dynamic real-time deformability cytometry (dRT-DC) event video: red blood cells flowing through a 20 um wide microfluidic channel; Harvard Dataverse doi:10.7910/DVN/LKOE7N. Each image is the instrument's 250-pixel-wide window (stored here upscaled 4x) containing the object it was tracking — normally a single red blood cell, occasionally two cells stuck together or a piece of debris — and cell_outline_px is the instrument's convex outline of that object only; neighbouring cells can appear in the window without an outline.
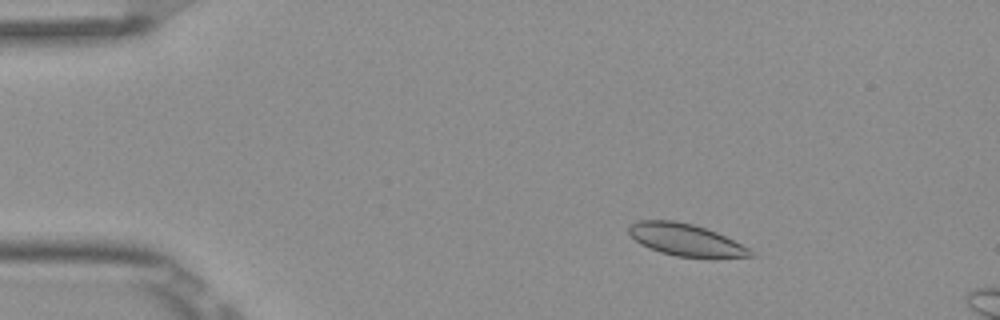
{"species": "Egyptian fruit bat (a non-hibernating species)", "species_latin": "Rousettus aegyptiacus", "temperature_condition": "room temperature", "stored_images_in_passage": 4, "camera_frame_rate_fps": 3000, "um_per_image_px": 0.085, "frame": {"image": 1, "passage_image": 2, "time_ms": 0.333, "image_size_px": [1000, 320], "cell_outline_px": [[756, 256], [676, 256], [660, 252], [648, 248], [640, 244], [628, 232], [628, 228], [632, 224], [640, 220], [676, 220], [692, 224], [716, 232], [748, 248]], "centroid_in_image_um": [58.2, 20.36], "position_along_channel_um": 26.8, "area_um2": 22.02}}